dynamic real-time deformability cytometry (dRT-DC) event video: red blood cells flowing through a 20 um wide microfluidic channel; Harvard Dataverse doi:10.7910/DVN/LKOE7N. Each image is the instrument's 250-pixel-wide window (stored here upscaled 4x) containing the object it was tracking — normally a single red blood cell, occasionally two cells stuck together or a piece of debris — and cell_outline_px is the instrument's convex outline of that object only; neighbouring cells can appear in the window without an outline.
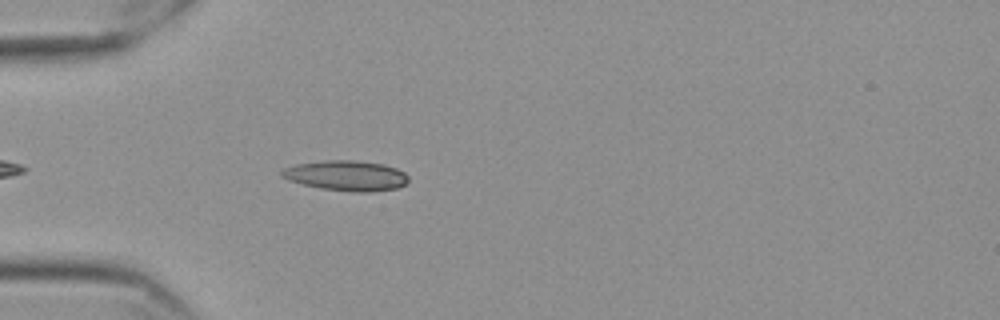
{"species": "Egyptian fruit bat (a non-hibernating species)", "species_latin": "Rousettus aegyptiacus", "temperature_condition": "cold", "stored_images_in_passage": 42, "camera_frame_rate_fps": 3000, "um_per_image_px": 0.085, "frame": {"image": 1, "passage_image": 2, "time_ms": 0.333, "image_size_px": [1000, 320], "cell_outline_px": [[408, 184], [396, 188], [372, 192], [352, 192], [320, 188], [288, 180], [280, 176], [280, 172], [284, 168], [296, 164], [328, 160], [352, 160], [384, 164], [396, 168], [404, 172], [408, 176]], "centroid_in_image_um": [29.45, 14.93], "position_along_channel_um": 55.5, "area_um2": 22.37}}
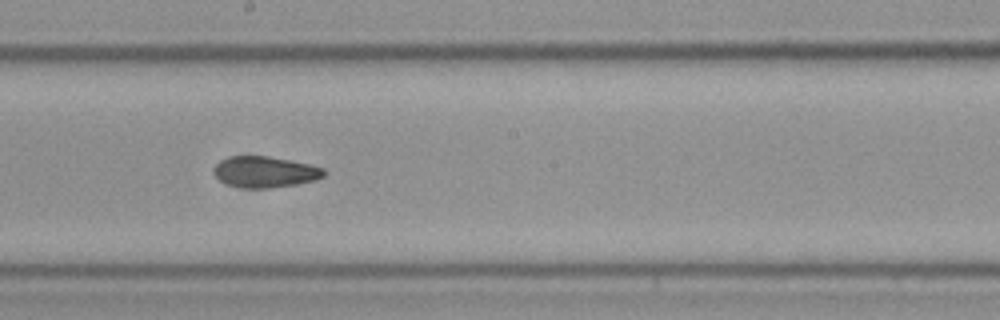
{"frame": {"image": 2, "passage_image": 17, "time_ms": 5.333, "image_size_px": [1000, 320], "cell_outline_px": [[324, 176], [316, 180], [296, 184], [268, 188], [244, 188], [228, 184], [220, 180], [212, 172], [212, 168], [220, 160], [228, 156], [268, 156], [308, 164], [324, 168]], "centroid_in_image_um": [22.48, 14.61], "position_along_channel_um": 225.7, "area_um2": 19.88}}
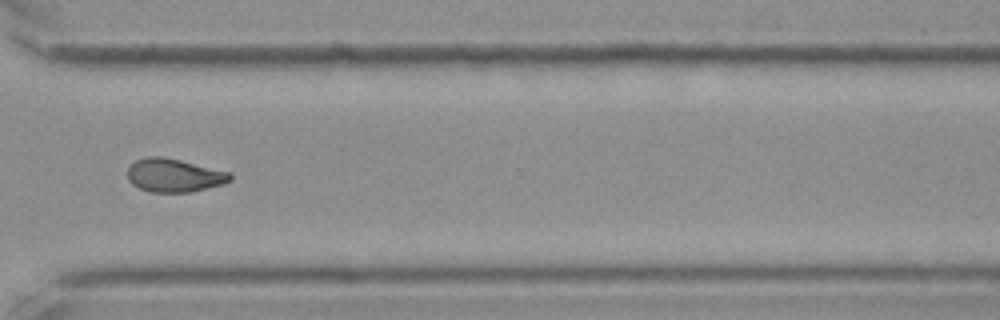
{"frame": {"image": 3, "passage_image": 28, "time_ms": 9.0, "image_size_px": [1000, 320], "cell_outline_px": [[232, 180], [220, 184], [188, 192], [152, 192], [140, 188], [132, 184], [128, 180], [128, 168], [136, 160], [148, 156], [160, 156], [180, 160], [228, 172], [232, 176]], "centroid_in_image_um": [14.75, 14.9], "position_along_channel_um": 355.8, "area_um2": 19.54}, "authors_computed_cell_mechanics": {"area_um2": 19.5942, "velocity_mm_per_s": 3.5528, "shape_relaxation_time_tau1_ms": null, "shape_relaxation_time_tau2_ms": 4.3824, "deformation_change_tau1": null, "deformation_change_tau2": 0.1007}}